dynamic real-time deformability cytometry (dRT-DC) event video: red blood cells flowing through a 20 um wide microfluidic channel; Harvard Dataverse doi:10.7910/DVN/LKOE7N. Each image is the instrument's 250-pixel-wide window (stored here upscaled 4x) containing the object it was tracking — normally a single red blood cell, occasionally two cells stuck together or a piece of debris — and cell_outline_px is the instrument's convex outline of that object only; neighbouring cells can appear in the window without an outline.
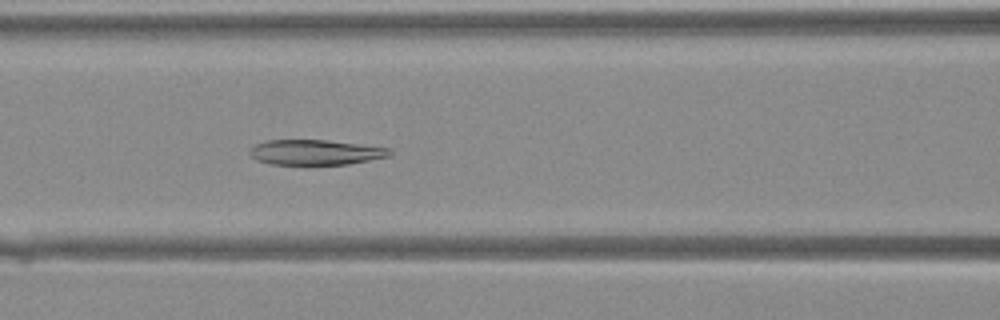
{"species": "Egyptian fruit bat (a non-hibernating species)", "species_latin": "Rousettus aegyptiacus", "temperature_condition": "warm", "stored_images_in_passage": 31, "camera_frame_rate_fps": 3000, "um_per_image_px": 0.085, "animal": {"sex": "female"}, "frame": {"image": 1, "passage_image": 7, "time_ms": 2.0, "image_size_px": [1000, 320], "cell_outline_px": [[392, 152], [388, 156], [348, 164], [272, 164], [256, 160], [248, 152], [256, 144], [264, 140], [328, 140], [388, 148]], "centroid_in_image_um": [26.77, 12.94], "position_along_channel_um": 139.8, "area_um2": 20.23}}
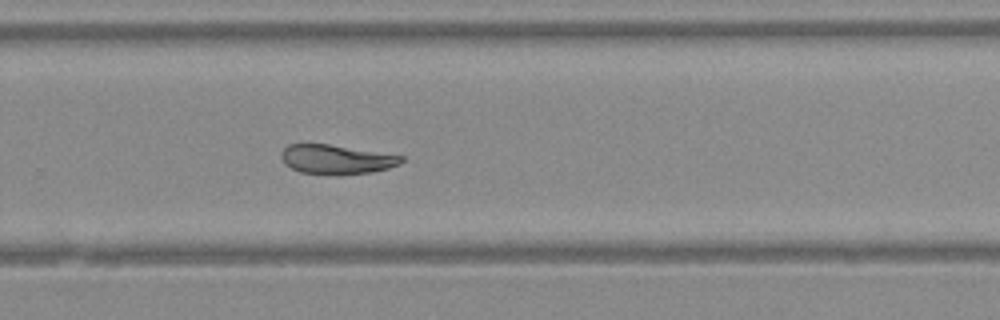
{"frame": {"image": 2, "passage_image": 17, "time_ms": 5.333, "image_size_px": [1000, 320], "cell_outline_px": [[404, 160], [400, 164], [388, 168], [372, 172], [300, 172], [284, 164], [280, 156], [280, 152], [288, 144], [328, 144], [404, 156]], "centroid_in_image_um": [28.57, 13.5], "position_along_channel_um": 301.2, "area_um2": 19.71}}
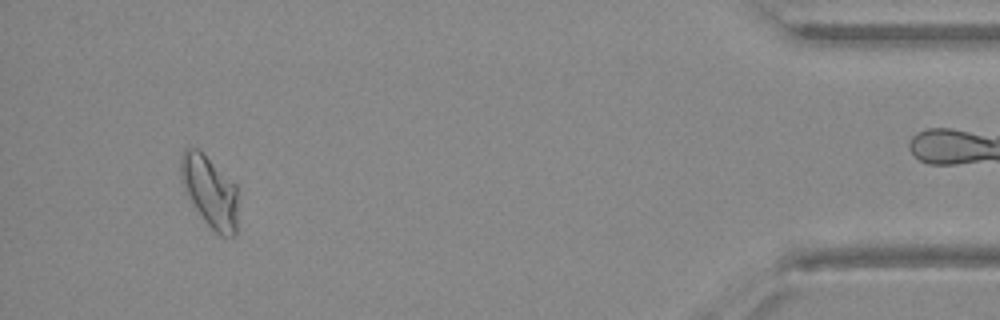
{"frame": {"image": 3, "passage_image": 28, "time_ms": 9.0, "image_size_px": [1000, 320], "cell_outline_px": [[236, 236], [220, 236], [204, 220], [196, 208], [184, 188], [180, 176], [180, 156], [184, 148], [200, 148], [236, 184]], "centroid_in_image_um": [17.82, 16.21], "position_along_channel_um": 417.4, "area_um2": 23.76}}